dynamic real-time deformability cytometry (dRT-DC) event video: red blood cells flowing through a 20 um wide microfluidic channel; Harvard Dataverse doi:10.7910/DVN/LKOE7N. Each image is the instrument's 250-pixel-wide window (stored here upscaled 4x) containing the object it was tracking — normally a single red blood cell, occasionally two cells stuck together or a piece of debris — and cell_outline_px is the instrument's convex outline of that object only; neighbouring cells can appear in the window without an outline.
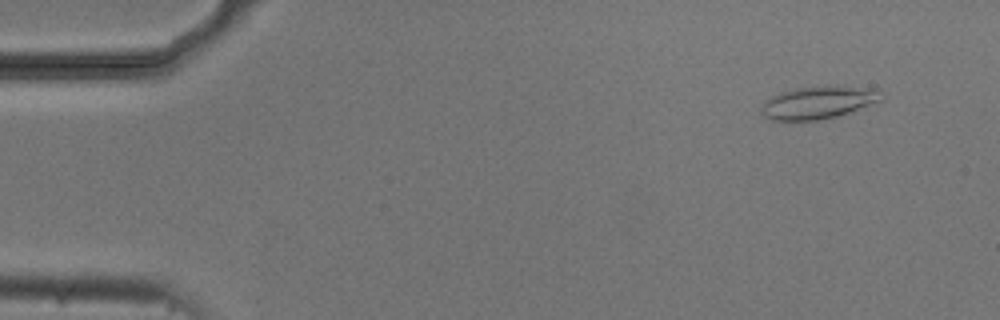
{"species": "common noctule bat (a hibernating species)", "species_latin": "Nyctalus noctula", "temperature_condition": "cold", "stored_images_in_passage": 53, "camera_frame_rate_fps": 3000, "um_per_image_px": 0.085, "animal": {"sex": "male", "body_mass_g": 20.5, "forearm_length_mm": 52.5}, "frame": {"image": 1, "passage_image": 4, "time_ms": 1.0, "image_size_px": [1000, 320], "cell_outline_px": [[880, 100], [848, 112], [836, 116], [816, 120], [772, 120], [764, 116], [760, 112], [760, 108], [764, 100], [780, 92], [796, 88], [828, 84], [836, 84], [880, 88]], "centroid_in_image_um": [69.53, 8.66], "position_along_channel_um": 15.5, "area_um2": 23.12}}
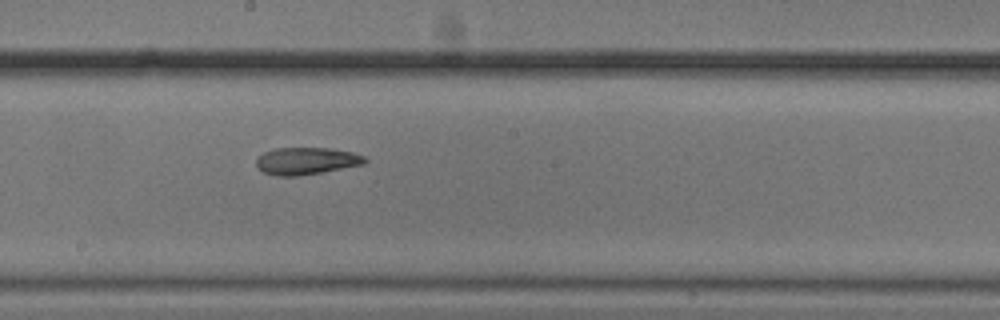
{"frame": {"image": 2, "passage_image": 29, "time_ms": 9.333, "image_size_px": [1000, 320], "cell_outline_px": [[368, 160], [364, 164], [320, 172], [296, 176], [276, 176], [264, 172], [256, 164], [256, 160], [264, 152], [276, 148], [328, 148], [352, 152], [364, 156]], "centroid_in_image_um": [26.05, 13.67], "position_along_channel_um": 222.2, "area_um2": 16.94}}
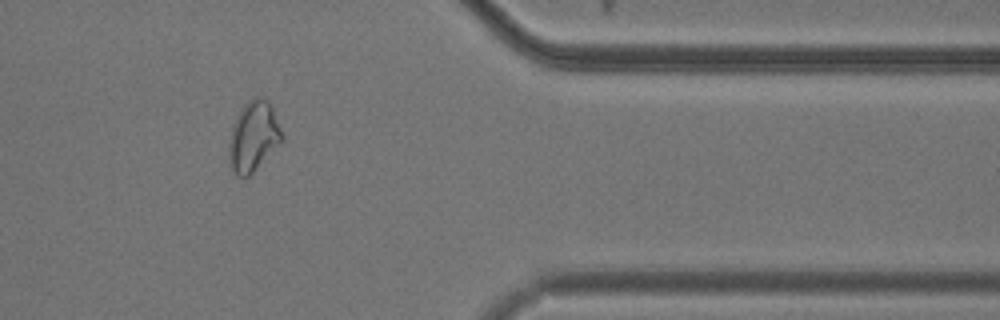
{"frame": {"image": 3, "passage_image": 44, "time_ms": 14.333, "image_size_px": [1000, 320], "cell_outline_px": [[284, 140], [248, 176], [236, 176], [232, 168], [228, 156], [228, 144], [232, 124], [236, 116], [244, 104], [252, 96], [264, 96], [268, 100], [272, 108], [284, 136]], "centroid_in_image_um": [21.53, 11.55], "position_along_channel_um": 389.9, "area_um2": 21.79}, "authors_computed_cell_mechanics": {"area_um2": 19.4208, "velocity_mm_per_s": 3.7405, "shape_relaxation_time_tau1_ms": 6.0459, "shape_relaxation_time_tau2_ms": 2.1963, "deformation_change_tau1": 0.1436, "deformation_change_tau2": 0.0813}}